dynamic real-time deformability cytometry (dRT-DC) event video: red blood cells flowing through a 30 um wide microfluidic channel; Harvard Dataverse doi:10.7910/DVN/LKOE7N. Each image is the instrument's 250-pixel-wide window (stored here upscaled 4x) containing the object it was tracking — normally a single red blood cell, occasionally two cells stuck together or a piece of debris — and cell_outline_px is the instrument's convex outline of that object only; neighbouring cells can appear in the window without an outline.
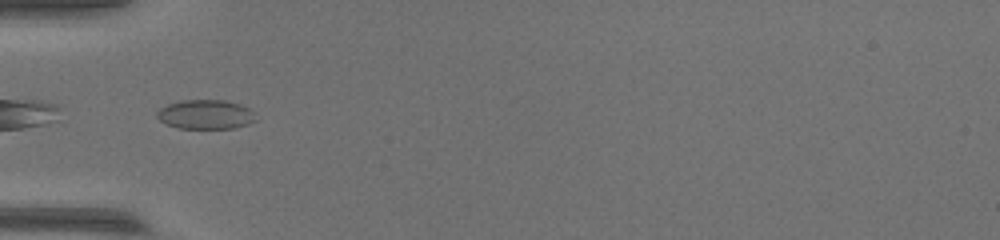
{"species": "common noctule bat (a hibernating species)", "species_latin": "Nyctalus noctula", "temperature_condition": "warm", "stored_images_in_passage": 22, "camera_frame_rate_fps": 3000, "um_per_image_px": 0.085, "animal": {"sex": "female", "body_mass_g": 17.0, "forearm_length_mm": 48.0}, "frame": {"image": 1, "passage_image": 1, "time_ms": 0.0, "image_size_px": [1000, 240], "cell_outline_px": [[256, 120], [248, 124], [232, 128], [180, 128], [168, 124], [160, 120], [156, 116], [156, 112], [160, 108], [168, 104], [184, 100], [224, 100], [248, 108], [252, 112]], "centroid_in_image_um": [17.45, 9.73], "position_along_channel_um": 67.6, "area_um2": 16.53}}
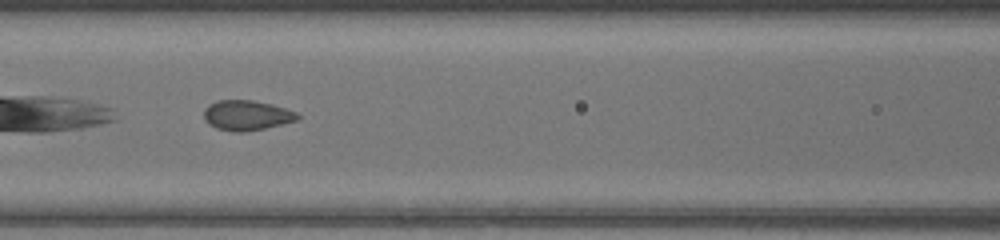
{"frame": {"image": 2, "passage_image": 7, "time_ms": 2.0, "image_size_px": [1000, 240], "cell_outline_px": [[300, 116], [296, 120], [264, 128], [244, 132], [232, 132], [216, 128], [208, 124], [204, 120], [204, 108], [208, 104], [216, 100], [252, 100], [272, 104], [296, 112]], "centroid_in_image_um": [20.91, 9.8], "position_along_channel_um": 145.7, "area_um2": 16.42}}
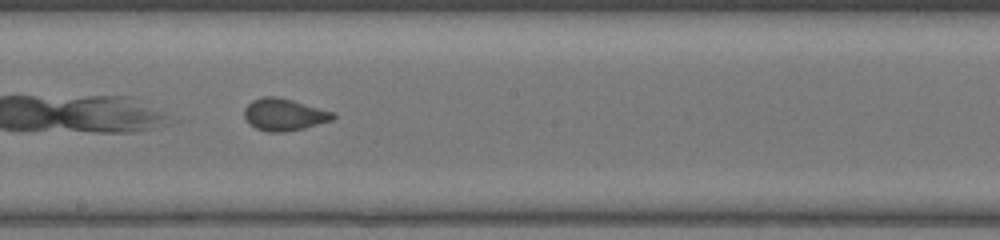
{"frame": {"image": 3, "passage_image": 13, "time_ms": 4.0, "image_size_px": [1000, 240], "cell_outline_px": [[336, 116], [332, 120], [304, 128], [284, 132], [268, 132], [256, 128], [248, 124], [244, 116], [244, 108], [252, 100], [264, 96], [276, 96], [292, 100], [332, 112]], "centroid_in_image_um": [24.1, 9.74], "position_along_channel_um": 224.1, "area_um2": 16.47}}